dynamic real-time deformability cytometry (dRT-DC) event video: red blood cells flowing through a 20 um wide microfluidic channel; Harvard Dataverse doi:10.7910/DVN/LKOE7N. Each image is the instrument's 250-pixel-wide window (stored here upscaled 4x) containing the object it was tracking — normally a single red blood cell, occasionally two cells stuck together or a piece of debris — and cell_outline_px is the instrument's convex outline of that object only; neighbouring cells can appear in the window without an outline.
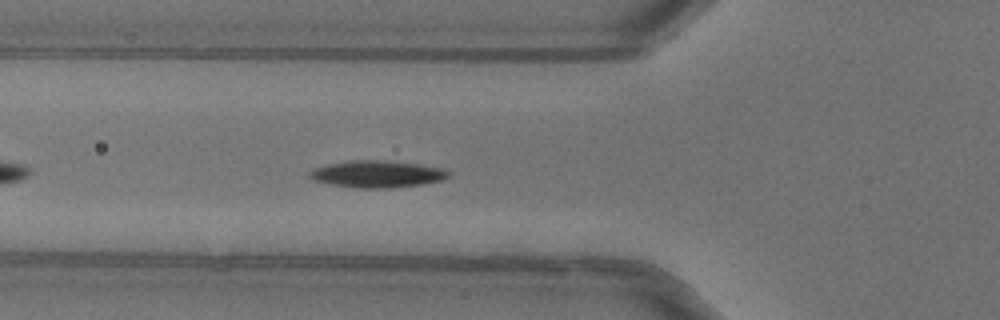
{"species": "common noctule bat (a hibernating species)", "species_latin": "Nyctalus noctula", "temperature_condition": "warm", "stored_images_in_passage": 39, "camera_frame_rate_fps": 3000, "um_per_image_px": 0.085, "animal": {"sex": "female"}, "frame": {"image": 1, "passage_image": 6, "time_ms": 1.667, "image_size_px": [1000, 320], "cell_outline_px": [[448, 176], [444, 180], [420, 184], [392, 188], [356, 188], [328, 184], [316, 180], [308, 176], [308, 172], [316, 168], [328, 164], [348, 160], [384, 160], [416, 164], [440, 168], [448, 172]], "centroid_in_image_um": [32.01, 14.8], "position_along_channel_um": 93.8, "area_um2": 21.62}, "authors_computed_cell_mechanics": {"area_um2": 20.8658, "velocity_mm_per_s": 4.01, "shape_relaxation_time_tau1_ms": 2.1446, "shape_relaxation_time_tau2_ms": null, "deformation_change_tau1": 0.125, "deformation_change_tau2": null}}